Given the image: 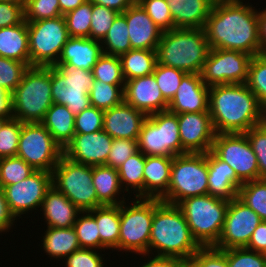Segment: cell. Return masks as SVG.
<instances>
[{
    "label": "cell",
    "instance_id": "28",
    "mask_svg": "<svg viewBox=\"0 0 266 267\" xmlns=\"http://www.w3.org/2000/svg\"><path fill=\"white\" fill-rule=\"evenodd\" d=\"M0 57L26 63L30 67L28 26L22 23L0 28Z\"/></svg>",
    "mask_w": 266,
    "mask_h": 267
},
{
    "label": "cell",
    "instance_id": "65",
    "mask_svg": "<svg viewBox=\"0 0 266 267\" xmlns=\"http://www.w3.org/2000/svg\"><path fill=\"white\" fill-rule=\"evenodd\" d=\"M257 126L266 131V102L259 103V117Z\"/></svg>",
    "mask_w": 266,
    "mask_h": 267
},
{
    "label": "cell",
    "instance_id": "38",
    "mask_svg": "<svg viewBox=\"0 0 266 267\" xmlns=\"http://www.w3.org/2000/svg\"><path fill=\"white\" fill-rule=\"evenodd\" d=\"M237 197L249 206L262 221H266V179H256L243 183Z\"/></svg>",
    "mask_w": 266,
    "mask_h": 267
},
{
    "label": "cell",
    "instance_id": "20",
    "mask_svg": "<svg viewBox=\"0 0 266 267\" xmlns=\"http://www.w3.org/2000/svg\"><path fill=\"white\" fill-rule=\"evenodd\" d=\"M168 111L174 114L209 112V87L204 84L201 75L187 73L172 100Z\"/></svg>",
    "mask_w": 266,
    "mask_h": 267
},
{
    "label": "cell",
    "instance_id": "17",
    "mask_svg": "<svg viewBox=\"0 0 266 267\" xmlns=\"http://www.w3.org/2000/svg\"><path fill=\"white\" fill-rule=\"evenodd\" d=\"M182 149L186 153L211 151L215 130L209 112L177 114Z\"/></svg>",
    "mask_w": 266,
    "mask_h": 267
},
{
    "label": "cell",
    "instance_id": "18",
    "mask_svg": "<svg viewBox=\"0 0 266 267\" xmlns=\"http://www.w3.org/2000/svg\"><path fill=\"white\" fill-rule=\"evenodd\" d=\"M113 138L103 129L90 134H75L63 150V155L73 162L89 165H105Z\"/></svg>",
    "mask_w": 266,
    "mask_h": 267
},
{
    "label": "cell",
    "instance_id": "21",
    "mask_svg": "<svg viewBox=\"0 0 266 267\" xmlns=\"http://www.w3.org/2000/svg\"><path fill=\"white\" fill-rule=\"evenodd\" d=\"M147 115L123 101L104 111L103 130L113 139L138 140Z\"/></svg>",
    "mask_w": 266,
    "mask_h": 267
},
{
    "label": "cell",
    "instance_id": "44",
    "mask_svg": "<svg viewBox=\"0 0 266 267\" xmlns=\"http://www.w3.org/2000/svg\"><path fill=\"white\" fill-rule=\"evenodd\" d=\"M186 74L187 73L182 70L157 63L153 75L160 91L163 94V97L168 102H170L176 94L181 80Z\"/></svg>",
    "mask_w": 266,
    "mask_h": 267
},
{
    "label": "cell",
    "instance_id": "33",
    "mask_svg": "<svg viewBox=\"0 0 266 267\" xmlns=\"http://www.w3.org/2000/svg\"><path fill=\"white\" fill-rule=\"evenodd\" d=\"M44 234L43 249L47 255L55 259L66 258L81 248L74 227H47Z\"/></svg>",
    "mask_w": 266,
    "mask_h": 267
},
{
    "label": "cell",
    "instance_id": "16",
    "mask_svg": "<svg viewBox=\"0 0 266 267\" xmlns=\"http://www.w3.org/2000/svg\"><path fill=\"white\" fill-rule=\"evenodd\" d=\"M51 186L52 173L43 170H36L24 180L5 186V199L15 219L29 210L41 207L46 191Z\"/></svg>",
    "mask_w": 266,
    "mask_h": 267
},
{
    "label": "cell",
    "instance_id": "54",
    "mask_svg": "<svg viewBox=\"0 0 266 267\" xmlns=\"http://www.w3.org/2000/svg\"><path fill=\"white\" fill-rule=\"evenodd\" d=\"M138 151L137 140L113 139L105 166L119 169L120 166Z\"/></svg>",
    "mask_w": 266,
    "mask_h": 267
},
{
    "label": "cell",
    "instance_id": "19",
    "mask_svg": "<svg viewBox=\"0 0 266 267\" xmlns=\"http://www.w3.org/2000/svg\"><path fill=\"white\" fill-rule=\"evenodd\" d=\"M124 101L147 116L168 110V101L163 97L153 74L125 82Z\"/></svg>",
    "mask_w": 266,
    "mask_h": 267
},
{
    "label": "cell",
    "instance_id": "39",
    "mask_svg": "<svg viewBox=\"0 0 266 267\" xmlns=\"http://www.w3.org/2000/svg\"><path fill=\"white\" fill-rule=\"evenodd\" d=\"M94 80L111 85H125L119 56L103 53L92 68Z\"/></svg>",
    "mask_w": 266,
    "mask_h": 267
},
{
    "label": "cell",
    "instance_id": "61",
    "mask_svg": "<svg viewBox=\"0 0 266 267\" xmlns=\"http://www.w3.org/2000/svg\"><path fill=\"white\" fill-rule=\"evenodd\" d=\"M90 1L94 4L113 9L118 13H123L137 0H90Z\"/></svg>",
    "mask_w": 266,
    "mask_h": 267
},
{
    "label": "cell",
    "instance_id": "62",
    "mask_svg": "<svg viewBox=\"0 0 266 267\" xmlns=\"http://www.w3.org/2000/svg\"><path fill=\"white\" fill-rule=\"evenodd\" d=\"M0 117H12L11 94L0 86Z\"/></svg>",
    "mask_w": 266,
    "mask_h": 267
},
{
    "label": "cell",
    "instance_id": "53",
    "mask_svg": "<svg viewBox=\"0 0 266 267\" xmlns=\"http://www.w3.org/2000/svg\"><path fill=\"white\" fill-rule=\"evenodd\" d=\"M188 267H228L226 249L201 247L189 260Z\"/></svg>",
    "mask_w": 266,
    "mask_h": 267
},
{
    "label": "cell",
    "instance_id": "32",
    "mask_svg": "<svg viewBox=\"0 0 266 267\" xmlns=\"http://www.w3.org/2000/svg\"><path fill=\"white\" fill-rule=\"evenodd\" d=\"M159 126L161 138V156L186 154L180 141V130L177 114L168 110L149 115Z\"/></svg>",
    "mask_w": 266,
    "mask_h": 267
},
{
    "label": "cell",
    "instance_id": "1",
    "mask_svg": "<svg viewBox=\"0 0 266 267\" xmlns=\"http://www.w3.org/2000/svg\"><path fill=\"white\" fill-rule=\"evenodd\" d=\"M204 30L210 49L261 53L258 11L241 0H216Z\"/></svg>",
    "mask_w": 266,
    "mask_h": 267
},
{
    "label": "cell",
    "instance_id": "40",
    "mask_svg": "<svg viewBox=\"0 0 266 267\" xmlns=\"http://www.w3.org/2000/svg\"><path fill=\"white\" fill-rule=\"evenodd\" d=\"M63 16L69 37L89 38L92 17V2L90 0Z\"/></svg>",
    "mask_w": 266,
    "mask_h": 267
},
{
    "label": "cell",
    "instance_id": "29",
    "mask_svg": "<svg viewBox=\"0 0 266 267\" xmlns=\"http://www.w3.org/2000/svg\"><path fill=\"white\" fill-rule=\"evenodd\" d=\"M41 124L50 132L54 141L62 150L72 141L75 135V116L65 105L53 103Z\"/></svg>",
    "mask_w": 266,
    "mask_h": 267
},
{
    "label": "cell",
    "instance_id": "60",
    "mask_svg": "<svg viewBox=\"0 0 266 267\" xmlns=\"http://www.w3.org/2000/svg\"><path fill=\"white\" fill-rule=\"evenodd\" d=\"M15 217L9 210L3 189L0 188V233L6 232L13 226Z\"/></svg>",
    "mask_w": 266,
    "mask_h": 267
},
{
    "label": "cell",
    "instance_id": "30",
    "mask_svg": "<svg viewBox=\"0 0 266 267\" xmlns=\"http://www.w3.org/2000/svg\"><path fill=\"white\" fill-rule=\"evenodd\" d=\"M92 184L98 197V207L120 205L126 198L118 200L117 195L124 193L120 185L118 170L105 165L92 166ZM125 199V200H124Z\"/></svg>",
    "mask_w": 266,
    "mask_h": 267
},
{
    "label": "cell",
    "instance_id": "31",
    "mask_svg": "<svg viewBox=\"0 0 266 267\" xmlns=\"http://www.w3.org/2000/svg\"><path fill=\"white\" fill-rule=\"evenodd\" d=\"M98 225L100 249H117L120 233V205H103L88 211Z\"/></svg>",
    "mask_w": 266,
    "mask_h": 267
},
{
    "label": "cell",
    "instance_id": "51",
    "mask_svg": "<svg viewBox=\"0 0 266 267\" xmlns=\"http://www.w3.org/2000/svg\"><path fill=\"white\" fill-rule=\"evenodd\" d=\"M228 267H266V254L243 248L226 249Z\"/></svg>",
    "mask_w": 266,
    "mask_h": 267
},
{
    "label": "cell",
    "instance_id": "49",
    "mask_svg": "<svg viewBox=\"0 0 266 267\" xmlns=\"http://www.w3.org/2000/svg\"><path fill=\"white\" fill-rule=\"evenodd\" d=\"M137 2L163 32L174 29L168 0H137Z\"/></svg>",
    "mask_w": 266,
    "mask_h": 267
},
{
    "label": "cell",
    "instance_id": "4",
    "mask_svg": "<svg viewBox=\"0 0 266 267\" xmlns=\"http://www.w3.org/2000/svg\"><path fill=\"white\" fill-rule=\"evenodd\" d=\"M209 51L204 28H174L162 33L156 49L157 63L200 74Z\"/></svg>",
    "mask_w": 266,
    "mask_h": 267
},
{
    "label": "cell",
    "instance_id": "52",
    "mask_svg": "<svg viewBox=\"0 0 266 267\" xmlns=\"http://www.w3.org/2000/svg\"><path fill=\"white\" fill-rule=\"evenodd\" d=\"M104 111L89 106L75 115V134H90L103 129Z\"/></svg>",
    "mask_w": 266,
    "mask_h": 267
},
{
    "label": "cell",
    "instance_id": "14",
    "mask_svg": "<svg viewBox=\"0 0 266 267\" xmlns=\"http://www.w3.org/2000/svg\"><path fill=\"white\" fill-rule=\"evenodd\" d=\"M211 151L235 171L242 183L259 179L257 157L245 133L216 134Z\"/></svg>",
    "mask_w": 266,
    "mask_h": 267
},
{
    "label": "cell",
    "instance_id": "25",
    "mask_svg": "<svg viewBox=\"0 0 266 267\" xmlns=\"http://www.w3.org/2000/svg\"><path fill=\"white\" fill-rule=\"evenodd\" d=\"M100 43L101 41L91 38L69 37L57 63L92 71L97 60L103 54Z\"/></svg>",
    "mask_w": 266,
    "mask_h": 267
},
{
    "label": "cell",
    "instance_id": "43",
    "mask_svg": "<svg viewBox=\"0 0 266 267\" xmlns=\"http://www.w3.org/2000/svg\"><path fill=\"white\" fill-rule=\"evenodd\" d=\"M88 213V214H87ZM78 215L74 223L79 245L86 249H100V235L96 219L87 211ZM85 214V215H84Z\"/></svg>",
    "mask_w": 266,
    "mask_h": 267
},
{
    "label": "cell",
    "instance_id": "22",
    "mask_svg": "<svg viewBox=\"0 0 266 267\" xmlns=\"http://www.w3.org/2000/svg\"><path fill=\"white\" fill-rule=\"evenodd\" d=\"M123 14L128 26L132 49L156 50L163 31L136 1Z\"/></svg>",
    "mask_w": 266,
    "mask_h": 267
},
{
    "label": "cell",
    "instance_id": "42",
    "mask_svg": "<svg viewBox=\"0 0 266 267\" xmlns=\"http://www.w3.org/2000/svg\"><path fill=\"white\" fill-rule=\"evenodd\" d=\"M245 84L257 96L259 103L266 102V56L263 53L252 57Z\"/></svg>",
    "mask_w": 266,
    "mask_h": 267
},
{
    "label": "cell",
    "instance_id": "34",
    "mask_svg": "<svg viewBox=\"0 0 266 267\" xmlns=\"http://www.w3.org/2000/svg\"><path fill=\"white\" fill-rule=\"evenodd\" d=\"M125 81L153 74L157 65L156 50L131 49L120 56Z\"/></svg>",
    "mask_w": 266,
    "mask_h": 267
},
{
    "label": "cell",
    "instance_id": "50",
    "mask_svg": "<svg viewBox=\"0 0 266 267\" xmlns=\"http://www.w3.org/2000/svg\"><path fill=\"white\" fill-rule=\"evenodd\" d=\"M23 123L11 118L0 131V159L17 155Z\"/></svg>",
    "mask_w": 266,
    "mask_h": 267
},
{
    "label": "cell",
    "instance_id": "66",
    "mask_svg": "<svg viewBox=\"0 0 266 267\" xmlns=\"http://www.w3.org/2000/svg\"><path fill=\"white\" fill-rule=\"evenodd\" d=\"M0 1L12 2V3H15V4H19V5L23 6V7H25L26 2H27V0H0Z\"/></svg>",
    "mask_w": 266,
    "mask_h": 267
},
{
    "label": "cell",
    "instance_id": "7",
    "mask_svg": "<svg viewBox=\"0 0 266 267\" xmlns=\"http://www.w3.org/2000/svg\"><path fill=\"white\" fill-rule=\"evenodd\" d=\"M207 153L173 157L167 194L161 201L178 205L182 200L208 194Z\"/></svg>",
    "mask_w": 266,
    "mask_h": 267
},
{
    "label": "cell",
    "instance_id": "24",
    "mask_svg": "<svg viewBox=\"0 0 266 267\" xmlns=\"http://www.w3.org/2000/svg\"><path fill=\"white\" fill-rule=\"evenodd\" d=\"M47 227L71 228L82 211L53 185L46 191L40 211Z\"/></svg>",
    "mask_w": 266,
    "mask_h": 267
},
{
    "label": "cell",
    "instance_id": "9",
    "mask_svg": "<svg viewBox=\"0 0 266 267\" xmlns=\"http://www.w3.org/2000/svg\"><path fill=\"white\" fill-rule=\"evenodd\" d=\"M120 204V233L118 251L149 255L153 221V199L136 198L133 205Z\"/></svg>",
    "mask_w": 266,
    "mask_h": 267
},
{
    "label": "cell",
    "instance_id": "23",
    "mask_svg": "<svg viewBox=\"0 0 266 267\" xmlns=\"http://www.w3.org/2000/svg\"><path fill=\"white\" fill-rule=\"evenodd\" d=\"M208 194L227 201L237 197L238 189L243 184L235 171L212 151L207 152Z\"/></svg>",
    "mask_w": 266,
    "mask_h": 267
},
{
    "label": "cell",
    "instance_id": "6",
    "mask_svg": "<svg viewBox=\"0 0 266 267\" xmlns=\"http://www.w3.org/2000/svg\"><path fill=\"white\" fill-rule=\"evenodd\" d=\"M229 201L211 196L189 197L178 206L193 238L201 247L214 246L222 233Z\"/></svg>",
    "mask_w": 266,
    "mask_h": 267
},
{
    "label": "cell",
    "instance_id": "59",
    "mask_svg": "<svg viewBox=\"0 0 266 267\" xmlns=\"http://www.w3.org/2000/svg\"><path fill=\"white\" fill-rule=\"evenodd\" d=\"M154 257V258H153ZM139 267H188V261L178 257L153 256Z\"/></svg>",
    "mask_w": 266,
    "mask_h": 267
},
{
    "label": "cell",
    "instance_id": "45",
    "mask_svg": "<svg viewBox=\"0 0 266 267\" xmlns=\"http://www.w3.org/2000/svg\"><path fill=\"white\" fill-rule=\"evenodd\" d=\"M138 150L144 156H161V138L157 123L148 116L137 140Z\"/></svg>",
    "mask_w": 266,
    "mask_h": 267
},
{
    "label": "cell",
    "instance_id": "3",
    "mask_svg": "<svg viewBox=\"0 0 266 267\" xmlns=\"http://www.w3.org/2000/svg\"><path fill=\"white\" fill-rule=\"evenodd\" d=\"M153 248L157 251L156 256L178 257L187 261L201 248L178 205L153 199L149 254Z\"/></svg>",
    "mask_w": 266,
    "mask_h": 267
},
{
    "label": "cell",
    "instance_id": "12",
    "mask_svg": "<svg viewBox=\"0 0 266 267\" xmlns=\"http://www.w3.org/2000/svg\"><path fill=\"white\" fill-rule=\"evenodd\" d=\"M62 155V148L41 123H23L17 157L35 170L52 173Z\"/></svg>",
    "mask_w": 266,
    "mask_h": 267
},
{
    "label": "cell",
    "instance_id": "26",
    "mask_svg": "<svg viewBox=\"0 0 266 267\" xmlns=\"http://www.w3.org/2000/svg\"><path fill=\"white\" fill-rule=\"evenodd\" d=\"M172 156H145L144 198L162 199L168 191Z\"/></svg>",
    "mask_w": 266,
    "mask_h": 267
},
{
    "label": "cell",
    "instance_id": "48",
    "mask_svg": "<svg viewBox=\"0 0 266 267\" xmlns=\"http://www.w3.org/2000/svg\"><path fill=\"white\" fill-rule=\"evenodd\" d=\"M62 16L58 0H27L24 7L26 22Z\"/></svg>",
    "mask_w": 266,
    "mask_h": 267
},
{
    "label": "cell",
    "instance_id": "67",
    "mask_svg": "<svg viewBox=\"0 0 266 267\" xmlns=\"http://www.w3.org/2000/svg\"><path fill=\"white\" fill-rule=\"evenodd\" d=\"M12 117H0V131L2 127L11 119Z\"/></svg>",
    "mask_w": 266,
    "mask_h": 267
},
{
    "label": "cell",
    "instance_id": "35",
    "mask_svg": "<svg viewBox=\"0 0 266 267\" xmlns=\"http://www.w3.org/2000/svg\"><path fill=\"white\" fill-rule=\"evenodd\" d=\"M144 165L145 156L138 150L118 169L121 187L123 188L126 185L124 191L129 194L128 190L131 187L132 191L137 192L134 196L136 198H144Z\"/></svg>",
    "mask_w": 266,
    "mask_h": 267
},
{
    "label": "cell",
    "instance_id": "10",
    "mask_svg": "<svg viewBox=\"0 0 266 267\" xmlns=\"http://www.w3.org/2000/svg\"><path fill=\"white\" fill-rule=\"evenodd\" d=\"M52 185L82 212L98 207V197L92 184V166L73 162L62 155L52 170Z\"/></svg>",
    "mask_w": 266,
    "mask_h": 267
},
{
    "label": "cell",
    "instance_id": "36",
    "mask_svg": "<svg viewBox=\"0 0 266 267\" xmlns=\"http://www.w3.org/2000/svg\"><path fill=\"white\" fill-rule=\"evenodd\" d=\"M128 33L125 15L119 13L113 21L107 35L101 41L103 53L120 57L122 54L131 50L132 47Z\"/></svg>",
    "mask_w": 266,
    "mask_h": 267
},
{
    "label": "cell",
    "instance_id": "37",
    "mask_svg": "<svg viewBox=\"0 0 266 267\" xmlns=\"http://www.w3.org/2000/svg\"><path fill=\"white\" fill-rule=\"evenodd\" d=\"M124 87L94 80L89 91L90 104L103 111L117 106L124 101Z\"/></svg>",
    "mask_w": 266,
    "mask_h": 267
},
{
    "label": "cell",
    "instance_id": "15",
    "mask_svg": "<svg viewBox=\"0 0 266 267\" xmlns=\"http://www.w3.org/2000/svg\"><path fill=\"white\" fill-rule=\"evenodd\" d=\"M261 221L249 206L238 197L233 198L229 201L220 238L213 247L219 250L246 247Z\"/></svg>",
    "mask_w": 266,
    "mask_h": 267
},
{
    "label": "cell",
    "instance_id": "5",
    "mask_svg": "<svg viewBox=\"0 0 266 267\" xmlns=\"http://www.w3.org/2000/svg\"><path fill=\"white\" fill-rule=\"evenodd\" d=\"M12 118L22 123H41L53 104L51 66L29 67L11 94Z\"/></svg>",
    "mask_w": 266,
    "mask_h": 267
},
{
    "label": "cell",
    "instance_id": "47",
    "mask_svg": "<svg viewBox=\"0 0 266 267\" xmlns=\"http://www.w3.org/2000/svg\"><path fill=\"white\" fill-rule=\"evenodd\" d=\"M28 68L26 63L0 57V86L12 94Z\"/></svg>",
    "mask_w": 266,
    "mask_h": 267
},
{
    "label": "cell",
    "instance_id": "57",
    "mask_svg": "<svg viewBox=\"0 0 266 267\" xmlns=\"http://www.w3.org/2000/svg\"><path fill=\"white\" fill-rule=\"evenodd\" d=\"M24 21V7L0 1V28L18 25Z\"/></svg>",
    "mask_w": 266,
    "mask_h": 267
},
{
    "label": "cell",
    "instance_id": "2",
    "mask_svg": "<svg viewBox=\"0 0 266 267\" xmlns=\"http://www.w3.org/2000/svg\"><path fill=\"white\" fill-rule=\"evenodd\" d=\"M209 113L216 134L246 133L257 126L259 101L244 84L209 87Z\"/></svg>",
    "mask_w": 266,
    "mask_h": 267
},
{
    "label": "cell",
    "instance_id": "63",
    "mask_svg": "<svg viewBox=\"0 0 266 267\" xmlns=\"http://www.w3.org/2000/svg\"><path fill=\"white\" fill-rule=\"evenodd\" d=\"M261 53L266 50V10L258 12Z\"/></svg>",
    "mask_w": 266,
    "mask_h": 267
},
{
    "label": "cell",
    "instance_id": "27",
    "mask_svg": "<svg viewBox=\"0 0 266 267\" xmlns=\"http://www.w3.org/2000/svg\"><path fill=\"white\" fill-rule=\"evenodd\" d=\"M216 0H168L174 28H204Z\"/></svg>",
    "mask_w": 266,
    "mask_h": 267
},
{
    "label": "cell",
    "instance_id": "11",
    "mask_svg": "<svg viewBox=\"0 0 266 267\" xmlns=\"http://www.w3.org/2000/svg\"><path fill=\"white\" fill-rule=\"evenodd\" d=\"M31 66H54L69 39L64 16L27 22Z\"/></svg>",
    "mask_w": 266,
    "mask_h": 267
},
{
    "label": "cell",
    "instance_id": "13",
    "mask_svg": "<svg viewBox=\"0 0 266 267\" xmlns=\"http://www.w3.org/2000/svg\"><path fill=\"white\" fill-rule=\"evenodd\" d=\"M253 56L238 50L210 49L200 73L208 87L223 84H244Z\"/></svg>",
    "mask_w": 266,
    "mask_h": 267
},
{
    "label": "cell",
    "instance_id": "55",
    "mask_svg": "<svg viewBox=\"0 0 266 267\" xmlns=\"http://www.w3.org/2000/svg\"><path fill=\"white\" fill-rule=\"evenodd\" d=\"M252 150L257 157L259 179H266V131L260 127H252L246 133Z\"/></svg>",
    "mask_w": 266,
    "mask_h": 267
},
{
    "label": "cell",
    "instance_id": "64",
    "mask_svg": "<svg viewBox=\"0 0 266 267\" xmlns=\"http://www.w3.org/2000/svg\"><path fill=\"white\" fill-rule=\"evenodd\" d=\"M62 16L76 9L87 0H58Z\"/></svg>",
    "mask_w": 266,
    "mask_h": 267
},
{
    "label": "cell",
    "instance_id": "58",
    "mask_svg": "<svg viewBox=\"0 0 266 267\" xmlns=\"http://www.w3.org/2000/svg\"><path fill=\"white\" fill-rule=\"evenodd\" d=\"M245 248L266 254V221L259 223Z\"/></svg>",
    "mask_w": 266,
    "mask_h": 267
},
{
    "label": "cell",
    "instance_id": "56",
    "mask_svg": "<svg viewBox=\"0 0 266 267\" xmlns=\"http://www.w3.org/2000/svg\"><path fill=\"white\" fill-rule=\"evenodd\" d=\"M64 260L65 267H104V258L94 249L80 248Z\"/></svg>",
    "mask_w": 266,
    "mask_h": 267
},
{
    "label": "cell",
    "instance_id": "41",
    "mask_svg": "<svg viewBox=\"0 0 266 267\" xmlns=\"http://www.w3.org/2000/svg\"><path fill=\"white\" fill-rule=\"evenodd\" d=\"M36 170L17 156L0 159V188L18 183Z\"/></svg>",
    "mask_w": 266,
    "mask_h": 267
},
{
    "label": "cell",
    "instance_id": "8",
    "mask_svg": "<svg viewBox=\"0 0 266 267\" xmlns=\"http://www.w3.org/2000/svg\"><path fill=\"white\" fill-rule=\"evenodd\" d=\"M93 83L92 71L73 68L63 63L51 66L53 103L65 105L74 116L91 106L89 91Z\"/></svg>",
    "mask_w": 266,
    "mask_h": 267
},
{
    "label": "cell",
    "instance_id": "46",
    "mask_svg": "<svg viewBox=\"0 0 266 267\" xmlns=\"http://www.w3.org/2000/svg\"><path fill=\"white\" fill-rule=\"evenodd\" d=\"M119 13L105 6L92 3L89 38L102 41Z\"/></svg>",
    "mask_w": 266,
    "mask_h": 267
}]
</instances>
